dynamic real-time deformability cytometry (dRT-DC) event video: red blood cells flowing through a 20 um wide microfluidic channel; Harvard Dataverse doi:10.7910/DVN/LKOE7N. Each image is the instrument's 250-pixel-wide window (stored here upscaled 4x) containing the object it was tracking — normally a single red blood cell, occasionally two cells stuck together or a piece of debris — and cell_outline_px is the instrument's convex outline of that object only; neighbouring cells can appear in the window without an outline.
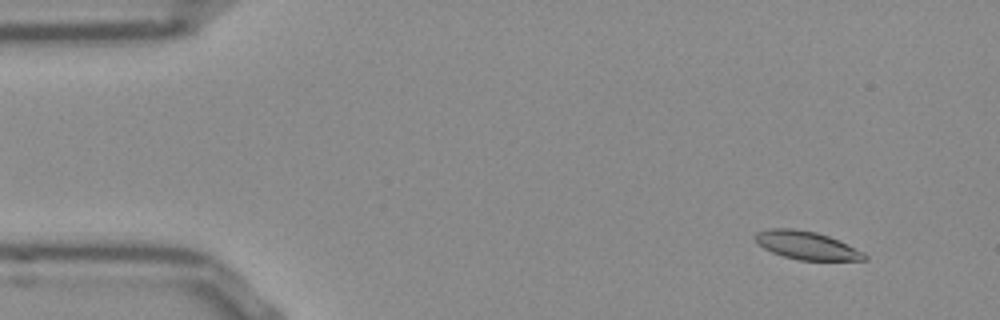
{"species": "Egyptian fruit bat (a non-hibernating species)", "species_latin": "Rousettus aegyptiacus", "temperature_condition": "room temperature", "stored_images_in_passage": 51, "camera_frame_rate_fps": 3000, "um_per_image_px": 0.085, "frame": {"image": 1, "passage_image": 3, "time_ms": 0.667, "image_size_px": [1000, 320], "cell_outline_px": [[868, 260], [800, 260], [784, 256], [772, 252], [764, 248], [752, 236], [756, 232], [768, 228], [792, 228], [816, 232], [828, 236], [864, 252], [868, 256]], "centroid_in_image_um": [68.55, 20.85], "position_along_channel_um": 16.5, "area_um2": 17.8}}
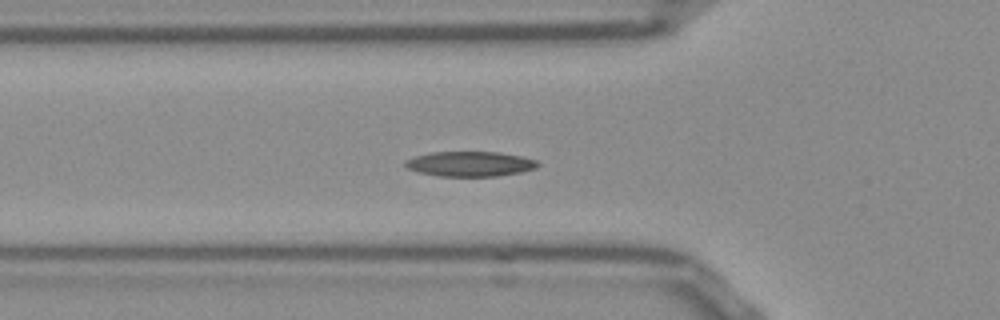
{"frame": {"image": 2, "passage_image": 16, "time_ms": 5.0, "image_size_px": [1000, 320], "cell_outline_px": [[540, 164], [536, 168], [520, 172], [496, 176], [436, 176], [416, 172], [408, 168], [404, 164], [404, 160], [416, 156], [432, 152], [500, 152], [520, 156], [536, 160]], "centroid_in_image_um": [39.92, 13.93], "position_along_channel_um": 85.9, "area_um2": 19.31}}
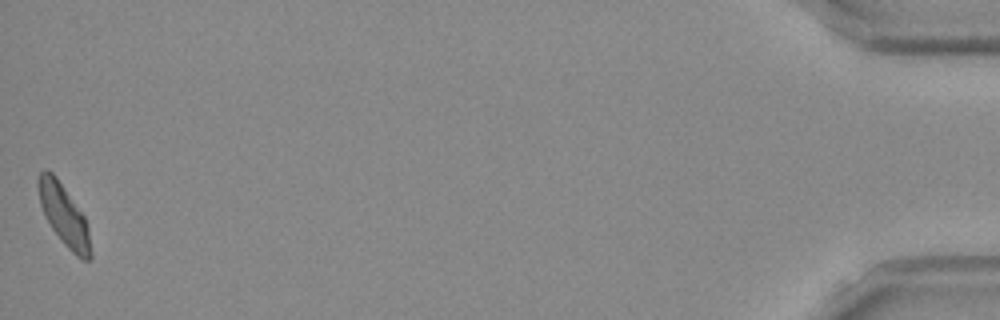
{"frame": {"image": 3, "passage_image": 51, "time_ms": 16.667, "image_size_px": [1000, 320], "cell_outline_px": [[92, 260], [84, 260], [76, 256], [64, 244], [52, 228], [44, 216], [40, 204], [36, 184], [36, 176], [44, 168], [48, 168], [56, 176], [84, 216], [88, 224], [92, 252]], "centroid_in_image_um": [5.42, 18.26], "position_along_channel_um": 429.8, "area_um2": 18.96}, "authors_computed_cell_mechanics": {"area_um2": 18.4382, "velocity_mm_per_s": 3.8125, "shape_relaxation_time_tau1_ms": 4.3697, "shape_relaxation_time_tau2_ms": 3.7959, "deformation_change_tau1": 0.1382, "deformation_change_tau2": 0.0959}}